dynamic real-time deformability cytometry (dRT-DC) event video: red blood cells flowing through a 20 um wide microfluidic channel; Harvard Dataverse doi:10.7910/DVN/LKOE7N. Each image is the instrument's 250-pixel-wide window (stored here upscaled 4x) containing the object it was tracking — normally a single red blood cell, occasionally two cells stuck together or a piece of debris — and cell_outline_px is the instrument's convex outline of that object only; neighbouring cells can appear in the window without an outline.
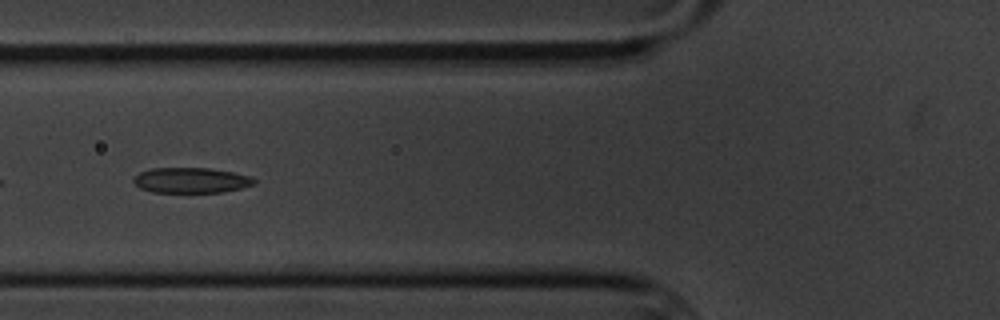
{"species": "common noctule bat (a hibernating species)", "species_latin": "Nyctalus noctula", "temperature_condition": "cold", "stored_images_in_passage": 9, "camera_frame_rate_fps": 3000, "um_per_image_px": 0.085, "animal": {"sex": "male", "body_mass_g": 20.1, "forearm_length_mm": 53.5}, "frame": {"image": 1, "passage_image": 6, "time_ms": 5.667, "image_size_px": [1000, 320], "cell_outline_px": [[256, 184], [224, 192], [152, 192], [140, 188], [132, 180], [140, 172], [152, 168], [208, 168], [232, 172], [252, 176], [256, 180]], "centroid_in_image_um": [16.27, 15.32], "position_along_channel_um": 109.5, "area_um2": 17.8}}
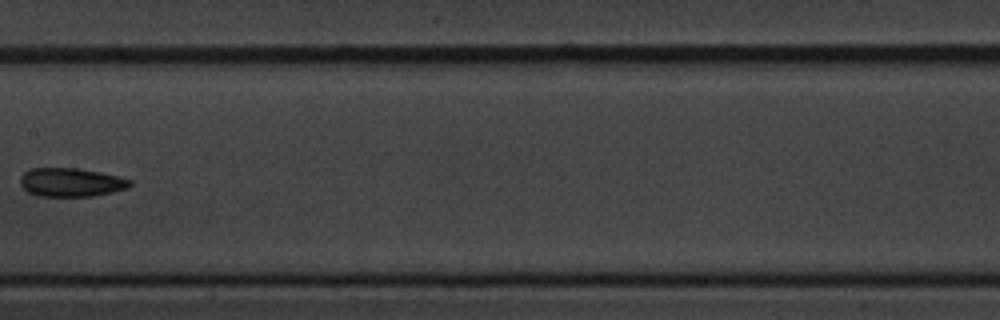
{"frame": {"image": 2, "passage_image": 8, "time_ms": 8.333, "image_size_px": [1000, 320], "cell_outline_px": [[132, 184], [128, 188], [112, 192], [92, 196], [40, 196], [28, 192], [20, 184], [20, 176], [24, 172], [32, 168], [80, 168], [100, 172], [132, 180]], "centroid_in_image_um": [6.03, 15.49], "position_along_channel_um": 201.4, "area_um2": 18.32}}
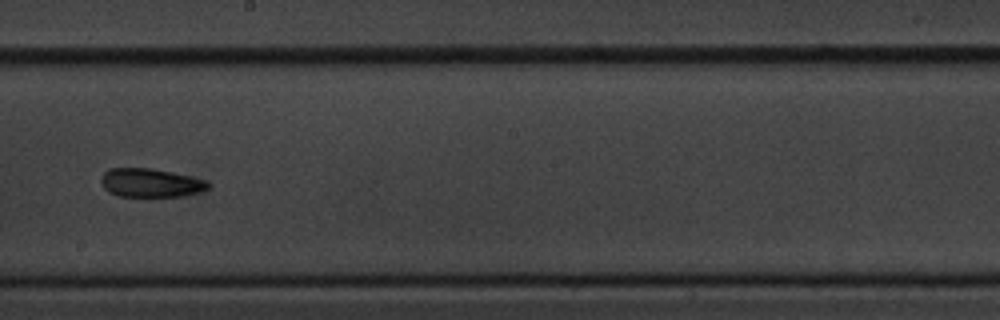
{"frame": {"image": 3, "passage_image": 9, "time_ms": 9.333, "image_size_px": [1000, 320], "cell_outline_px": [[212, 184], [208, 188], [200, 192], [184, 196], [152, 200], [148, 200], [120, 196], [108, 192], [104, 188], [100, 180], [100, 176], [108, 168], [152, 168], [192, 176], [208, 180]], "centroid_in_image_um": [12.82, 15.59], "position_along_channel_um": 235.4, "area_um2": 19.13}}